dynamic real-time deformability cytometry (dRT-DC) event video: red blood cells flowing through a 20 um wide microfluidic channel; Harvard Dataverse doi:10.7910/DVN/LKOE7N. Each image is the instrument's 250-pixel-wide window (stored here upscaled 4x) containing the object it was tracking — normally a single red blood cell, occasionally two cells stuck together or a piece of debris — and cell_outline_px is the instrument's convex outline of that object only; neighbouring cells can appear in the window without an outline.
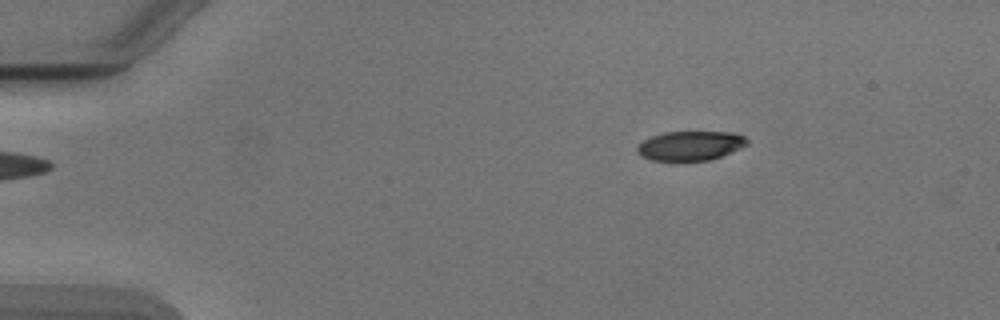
{"species": "Egyptian fruit bat (a non-hibernating species)", "species_latin": "Rousettus aegyptiacus", "temperature_condition": "cold", "stored_images_in_passage": 3, "camera_frame_rate_fps": 3000, "um_per_image_px": 0.085, "animal": {"sex": "male"}, "frame": {"image": 1, "passage_image": 1, "time_ms": 0.0, "image_size_px": [1000, 320], "cell_outline_px": [[748, 144], [740, 148], [720, 156], [708, 160], [652, 160], [640, 156], [636, 152], [636, 148], [644, 140], [652, 136], [664, 132], [732, 132], [744, 136], [748, 140]], "centroid_in_image_um": [58.66, 12.38], "position_along_channel_um": 26.3, "area_um2": 18.61}}